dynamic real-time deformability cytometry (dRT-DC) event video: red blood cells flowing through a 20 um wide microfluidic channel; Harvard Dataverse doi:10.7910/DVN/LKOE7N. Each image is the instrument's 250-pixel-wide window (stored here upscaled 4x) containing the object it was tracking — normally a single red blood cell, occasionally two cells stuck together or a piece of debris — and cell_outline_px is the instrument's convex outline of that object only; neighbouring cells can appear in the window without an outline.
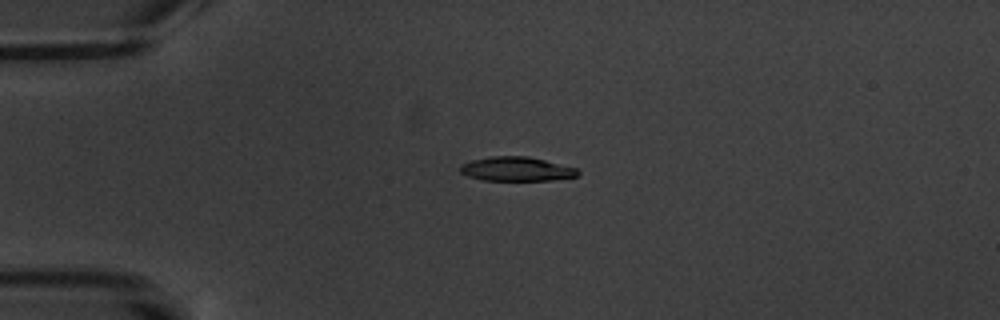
{"species": "common noctule bat (a hibernating species)", "species_latin": "Nyctalus noctula", "temperature_condition": "warm", "stored_images_in_passage": 1, "camera_frame_rate_fps": 3000, "um_per_image_px": 0.085, "animal": {"sex": "male", "body_mass_g": 20.1, "forearm_length_mm": 53.5}, "frame": {"image": 1, "passage_image": 1, "time_ms": 0.0, "image_size_px": [1000, 320], "cell_outline_px": [[580, 172], [576, 176], [552, 180], [484, 180], [468, 176], [460, 172], [460, 164], [472, 160], [492, 156], [528, 156], [576, 168]], "centroid_in_image_um": [43.88, 14.36], "position_along_channel_um": 41.1, "area_um2": 16.42}}